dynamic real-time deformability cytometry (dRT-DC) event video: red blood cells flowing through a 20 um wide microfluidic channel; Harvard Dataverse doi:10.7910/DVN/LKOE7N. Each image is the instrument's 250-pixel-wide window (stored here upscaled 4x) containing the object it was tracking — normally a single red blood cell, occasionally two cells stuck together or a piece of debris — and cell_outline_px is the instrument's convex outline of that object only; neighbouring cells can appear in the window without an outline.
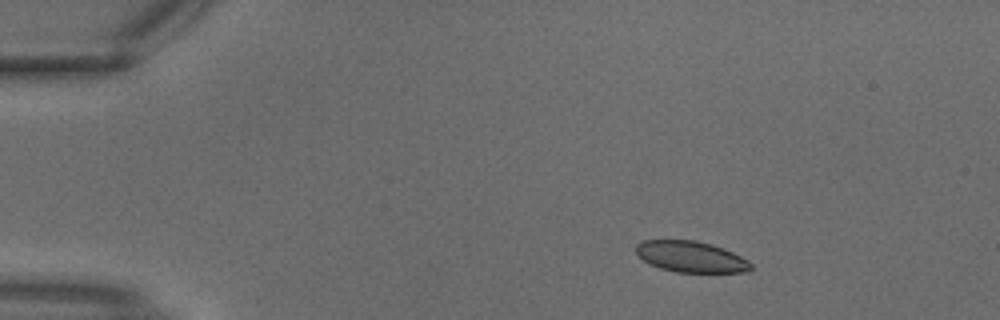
{"species": "common noctule bat (a hibernating species)", "species_latin": "Nyctalus noctula", "temperature_condition": "warm", "stored_images_in_passage": 2, "camera_frame_rate_fps": 3000, "um_per_image_px": 0.085, "animal": {"sex": "male", "body_mass_g": 18.8}, "frame": {"image": 1, "passage_image": 1, "time_ms": 0.0, "image_size_px": [1000, 320], "cell_outline_px": [[752, 268], [748, 272], [676, 272], [660, 268], [644, 260], [636, 252], [636, 244], [644, 240], [696, 240], [712, 244], [724, 248], [748, 260], [752, 264]], "centroid_in_image_um": [58.75, 21.82], "position_along_channel_um": 26.2, "area_um2": 20.75}}